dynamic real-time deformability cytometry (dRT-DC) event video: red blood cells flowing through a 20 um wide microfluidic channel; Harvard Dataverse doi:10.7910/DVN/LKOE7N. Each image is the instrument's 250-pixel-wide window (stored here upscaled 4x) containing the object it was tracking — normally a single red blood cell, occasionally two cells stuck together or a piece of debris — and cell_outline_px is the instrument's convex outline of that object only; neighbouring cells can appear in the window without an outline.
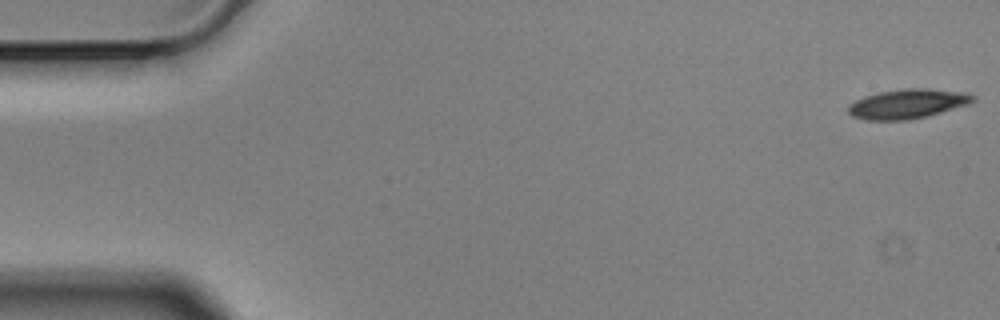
{"species": "Egyptian fruit bat (a non-hibernating species)", "species_latin": "Rousettus aegyptiacus", "temperature_condition": "cold", "stored_images_in_passage": 5, "camera_frame_rate_fps": 3000, "um_per_image_px": 0.085, "animal": {"sex": "male"}, "frame": {"image": 1, "passage_image": 1, "time_ms": 0.0, "image_size_px": [1000, 320], "cell_outline_px": [[976, 100], [968, 104], [928, 116], [908, 120], [864, 120], [852, 116], [848, 112], [848, 108], [856, 100], [864, 96], [880, 92], [904, 88], [924, 88], [968, 92], [976, 96]], "centroid_in_image_um": [77.18, 8.82], "position_along_channel_um": 7.8, "area_um2": 21.5}}
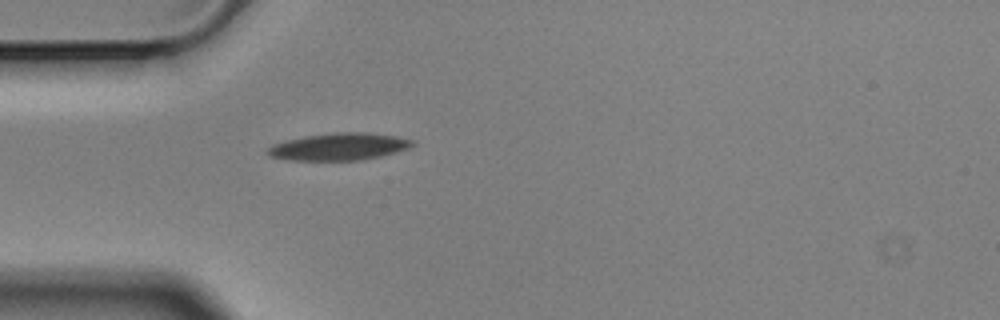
{"frame": {"image": 2, "passage_image": 5, "time_ms": 1.333, "image_size_px": [1000, 320], "cell_outline_px": [[412, 144], [408, 148], [396, 152], [380, 156], [360, 160], [288, 160], [268, 156], [264, 152], [272, 144], [304, 136], [336, 132], [368, 132], [396, 136], [412, 140]], "centroid_in_image_um": [28.76, 12.46], "position_along_channel_um": 56.2, "area_um2": 22.89}}